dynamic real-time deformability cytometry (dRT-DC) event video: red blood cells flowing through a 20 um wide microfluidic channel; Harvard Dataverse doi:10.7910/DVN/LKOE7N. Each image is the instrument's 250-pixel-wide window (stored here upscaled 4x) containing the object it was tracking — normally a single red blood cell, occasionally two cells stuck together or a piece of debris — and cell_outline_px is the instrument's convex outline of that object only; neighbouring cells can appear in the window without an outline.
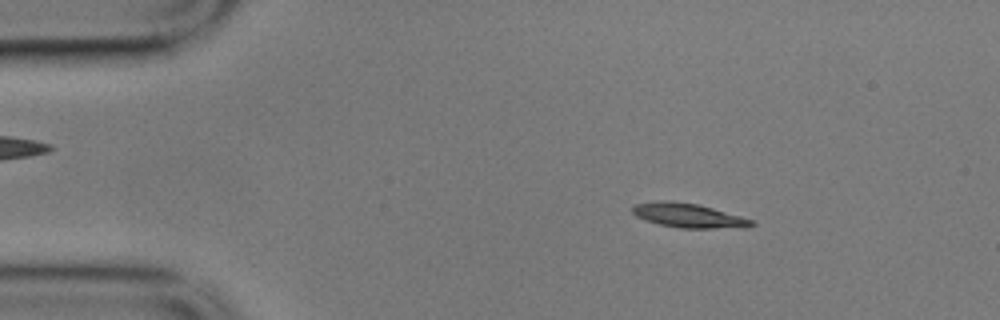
{"species": "common noctule bat (a hibernating species)", "species_latin": "Nyctalus noctula", "temperature_condition": "cold", "stored_images_in_passage": 55, "camera_frame_rate_fps": 3000, "um_per_image_px": 0.085, "animal": {"sex": "male", "body_mass_g": 17.9}, "frame": {"image": 1, "passage_image": 8, "time_ms": 2.333, "image_size_px": [1000, 320], "cell_outline_px": [[756, 224], [748, 228], [680, 228], [660, 224], [636, 216], [632, 212], [632, 208], [636, 204], [660, 200], [664, 200], [696, 204], [712, 208], [740, 216], [752, 220]], "centroid_in_image_um": [58.55, 18.33], "position_along_channel_um": 26.4, "area_um2": 16.59}}
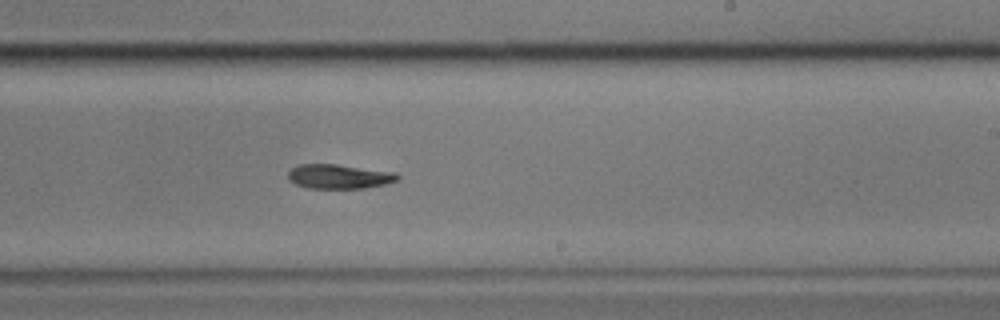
{"frame": {"image": 2, "passage_image": 33, "time_ms": 10.667, "image_size_px": [1000, 320], "cell_outline_px": [[400, 180], [384, 184], [364, 188], [308, 188], [296, 184], [288, 180], [288, 172], [292, 168], [300, 164], [336, 164], [396, 172], [400, 176]], "centroid_in_image_um": [28.84, 15.0], "position_along_channel_um": 260.2, "area_um2": 15.61}}
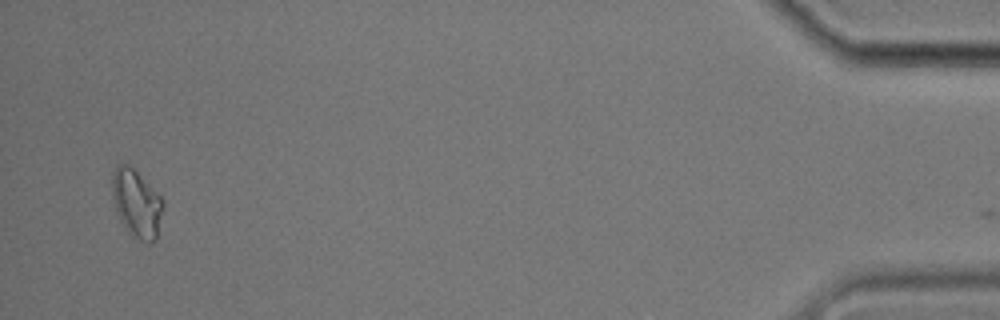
{"frame": {"image": 3, "passage_image": 54, "time_ms": 17.667, "image_size_px": [1000, 320], "cell_outline_px": [[164, 204], [156, 240], [148, 244], [132, 236], [120, 220], [116, 212], [112, 200], [112, 172], [116, 164], [128, 164], [164, 200]], "centroid_in_image_um": [11.59, 17.31], "position_along_channel_um": 423.6, "area_um2": 20.11}}